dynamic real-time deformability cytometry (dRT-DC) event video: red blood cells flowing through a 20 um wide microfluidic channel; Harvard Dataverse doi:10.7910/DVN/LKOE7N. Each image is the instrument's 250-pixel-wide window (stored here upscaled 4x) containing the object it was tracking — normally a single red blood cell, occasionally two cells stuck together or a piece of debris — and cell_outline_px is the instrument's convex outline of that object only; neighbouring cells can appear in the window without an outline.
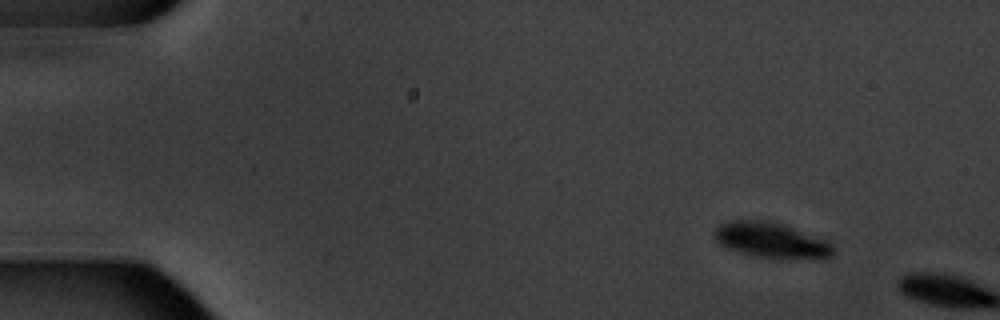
{"species": "common noctule bat (a hibernating species)", "species_latin": "Nyctalus noctula", "temperature_condition": "warm", "stored_images_in_passage": 2, "camera_frame_rate_fps": 3000, "um_per_image_px": 0.085, "animal": {"sex": "male", "body_mass_g": 20.1, "forearm_length_mm": 53.5}, "frame": {"image": 1, "passage_image": 1, "time_ms": 0.0, "image_size_px": [1000, 320], "cell_outline_px": [[836, 252], [832, 256], [824, 260], [760, 256], [740, 252], [724, 248], [716, 240], [716, 228], [720, 224], [736, 220], [772, 220], [828, 240], [832, 244]], "centroid_in_image_um": [65.65, 20.42], "position_along_channel_um": 19.3, "area_um2": 24.62}}